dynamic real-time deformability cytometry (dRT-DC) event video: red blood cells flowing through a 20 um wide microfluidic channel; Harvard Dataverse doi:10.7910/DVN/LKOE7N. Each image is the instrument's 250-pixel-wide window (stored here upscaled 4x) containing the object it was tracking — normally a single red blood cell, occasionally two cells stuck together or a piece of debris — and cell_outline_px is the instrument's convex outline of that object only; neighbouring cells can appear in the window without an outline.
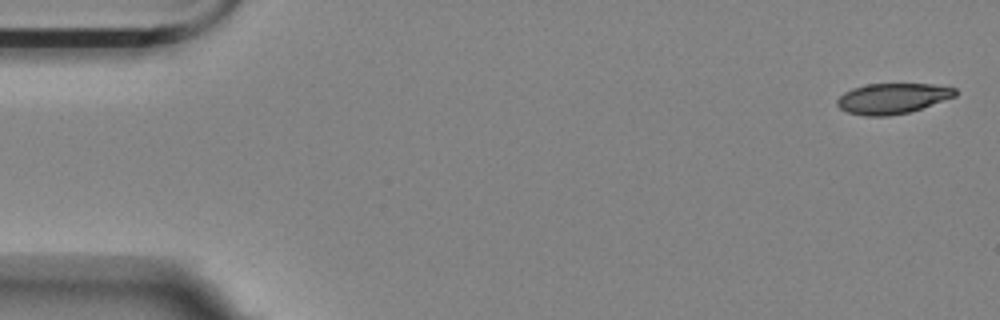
{"species": "Egyptian fruit bat (a non-hibernating species)", "species_latin": "Rousettus aegyptiacus", "temperature_condition": "room temperature", "stored_images_in_passage": 55, "camera_frame_rate_fps": 3000, "um_per_image_px": 0.085, "animal": {"sex": "female"}, "frame": {"image": 1, "passage_image": 1, "time_ms": 0.0, "image_size_px": [1000, 320], "cell_outline_px": [[956, 96], [908, 112], [888, 116], [864, 116], [848, 112], [840, 108], [836, 104], [836, 100], [844, 92], [852, 88], [868, 84], [932, 84], [956, 88]], "centroid_in_image_um": [75.83, 8.36], "position_along_channel_um": 9.2, "area_um2": 20.81}}
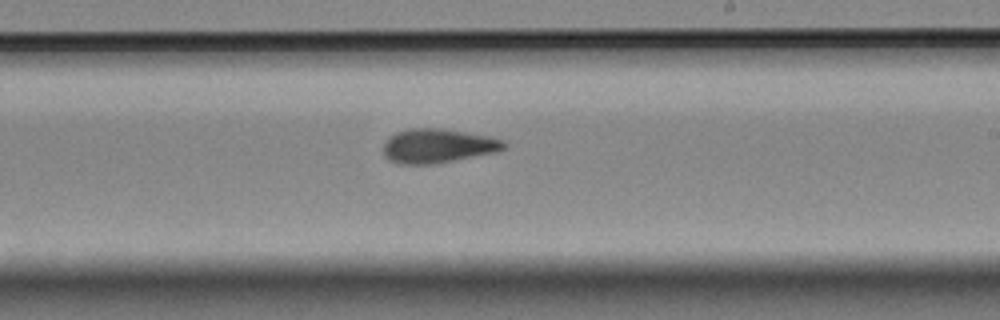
{"frame": {"image": 2, "passage_image": 32, "time_ms": 10.333, "image_size_px": [1000, 320], "cell_outline_px": [[508, 144], [504, 148], [496, 152], [432, 164], [400, 164], [388, 160], [384, 156], [384, 144], [396, 132], [408, 128], [440, 128], [488, 136], [504, 140]], "centroid_in_image_um": [37.21, 12.4], "position_along_channel_um": 251.8, "area_um2": 23.81}}
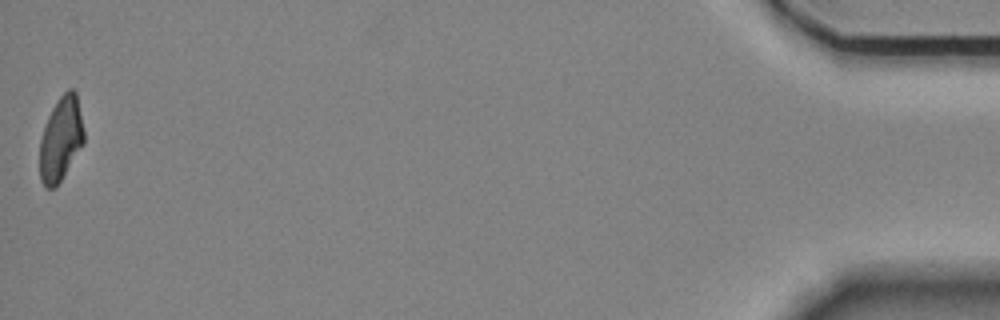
{"frame": {"image": 3, "passage_image": 55, "time_ms": 18.0, "image_size_px": [1000, 320], "cell_outline_px": [[84, 144], [56, 188], [44, 188], [40, 180], [40, 140], [48, 116], [52, 108], [60, 96], [68, 88], [72, 88], [76, 92], [84, 128]], "centroid_in_image_um": [5.18, 11.83], "position_along_channel_um": 430.0, "area_um2": 21.85}, "authors_computed_cell_mechanics": {"area_um2": 22.9466, "velocity_mm_per_s": 3.5569, "shape_relaxation_time_tau1_ms": 8.1933, "shape_relaxation_time_tau2_ms": 2.385, "deformation_change_tau1": 0.2202, "deformation_change_tau2": 0.0959}}